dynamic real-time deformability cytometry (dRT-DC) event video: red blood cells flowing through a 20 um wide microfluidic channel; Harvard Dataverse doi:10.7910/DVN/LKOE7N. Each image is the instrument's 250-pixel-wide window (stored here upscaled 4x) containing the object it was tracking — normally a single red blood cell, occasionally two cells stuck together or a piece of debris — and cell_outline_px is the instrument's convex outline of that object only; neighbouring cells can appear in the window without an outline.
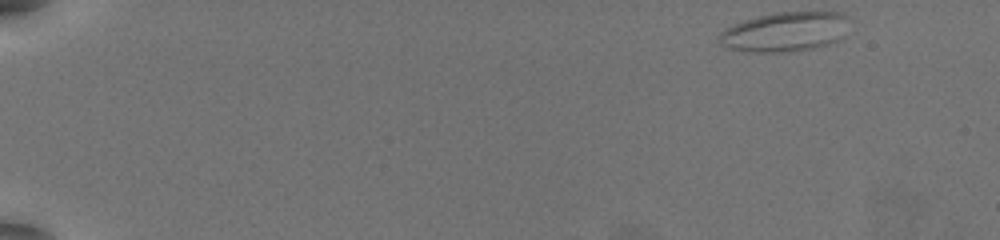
{"species": "common noctule bat (a hibernating species)", "species_latin": "Nyctalus noctula", "temperature_condition": "warm", "stored_images_in_passage": 53, "camera_frame_rate_fps": 3000, "um_per_image_px": 0.085, "animal": {"sex": "female", "body_mass_g": 19.5, "forearm_length_mm": 54.1}, "frame": {"image": 1, "passage_image": 1, "time_ms": 0.0, "image_size_px": [1000, 240], "cell_outline_px": [[848, 16], [844, 36], [840, 40], [828, 44], [812, 48], [792, 52], [744, 52], [728, 48], [720, 44], [716, 40], [716, 36], [724, 28], [744, 20], [776, 12], [840, 12]], "centroid_in_image_um": [66.68, 2.72], "position_along_channel_um": 18.3, "area_um2": 30.35}}
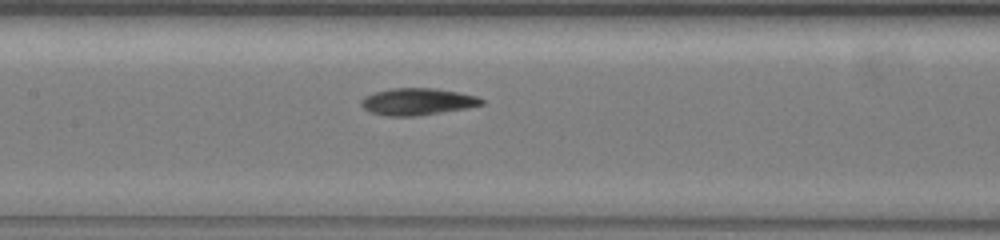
{"frame": {"image": 2, "passage_image": 26, "time_ms": 8.333, "image_size_px": [1000, 240], "cell_outline_px": [[484, 104], [468, 108], [412, 116], [388, 116], [372, 112], [364, 108], [360, 104], [360, 100], [364, 96], [388, 88], [436, 88], [476, 96], [484, 100]], "centroid_in_image_um": [35.46, 8.63], "position_along_channel_um": 171.9, "area_um2": 18.73}}
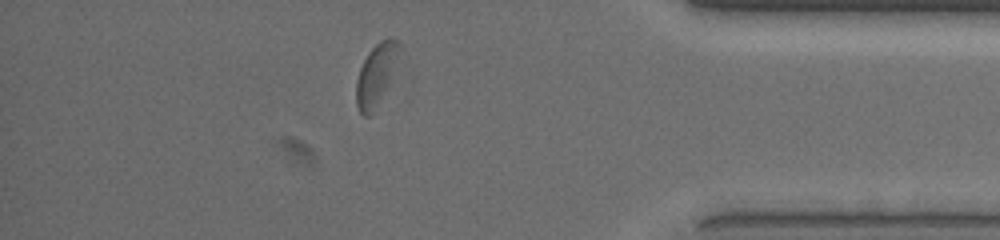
{"frame": {"image": 3, "passage_image": 46, "time_ms": 15.0, "image_size_px": [1000, 240], "cell_outline_px": [[400, 48], [388, 84], [372, 116], [364, 116], [360, 112], [356, 104], [356, 80], [360, 68], [368, 52], [380, 40], [388, 36], [392, 36], [400, 44]], "centroid_in_image_um": [31.94, 6.34], "position_along_channel_um": 403.3, "area_um2": 15.26}, "authors_computed_cell_mechanics": {"area_um2": 19.0162, "velocity_mm_per_s": 3.8018, "shape_relaxation_time_tau1_ms": 2.0373, "shape_relaxation_time_tau2_ms": 2.359, "deformation_change_tau1": 0.1018, "deformation_change_tau2": 0.0829}}